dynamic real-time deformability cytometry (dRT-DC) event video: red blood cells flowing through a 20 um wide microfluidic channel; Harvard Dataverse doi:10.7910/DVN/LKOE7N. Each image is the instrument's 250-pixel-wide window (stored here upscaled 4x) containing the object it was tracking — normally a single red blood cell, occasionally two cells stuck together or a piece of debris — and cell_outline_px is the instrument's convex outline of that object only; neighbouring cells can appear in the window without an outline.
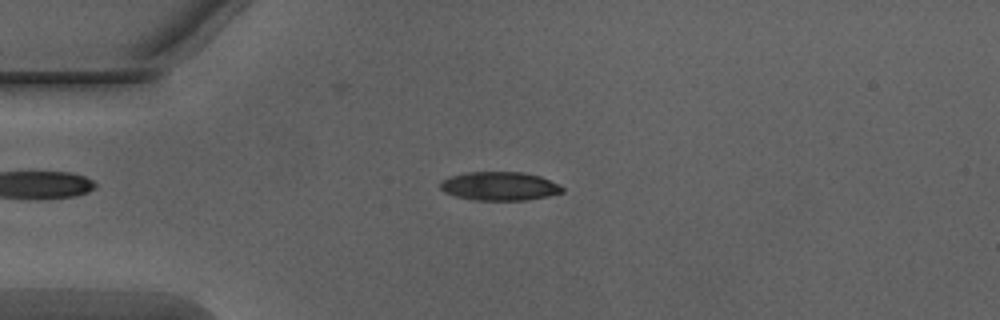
{"species": "Egyptian fruit bat (a non-hibernating species)", "species_latin": "Rousettus aegyptiacus", "temperature_condition": "warm", "stored_images_in_passage": 34, "camera_frame_rate_fps": 3000, "um_per_image_px": 0.085, "animal": {"sex": "male"}, "frame": {"image": 1, "passage_image": 2, "time_ms": 0.333, "image_size_px": [1000, 320], "cell_outline_px": [[564, 192], [548, 196], [524, 200], [472, 200], [456, 196], [444, 192], [440, 188], [440, 180], [448, 176], [464, 172], [524, 172], [540, 176], [560, 184], [564, 188]], "centroid_in_image_um": [42.44, 15.81], "position_along_channel_um": 42.6, "area_um2": 20.63}}
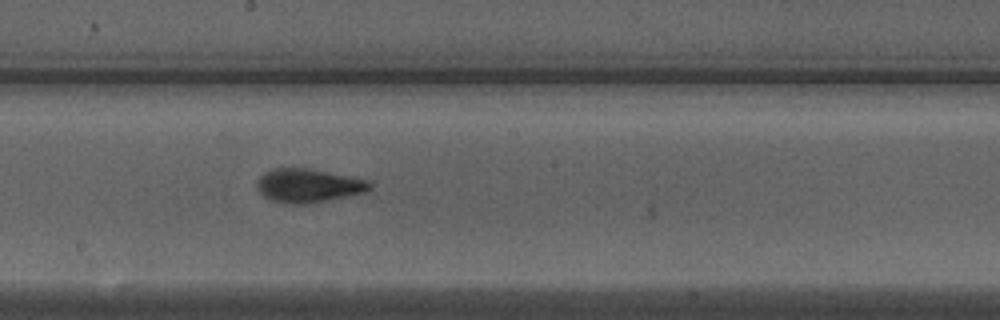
{"frame": {"image": 2, "passage_image": 17, "time_ms": 5.333, "image_size_px": [1000, 320], "cell_outline_px": [[372, 188], [368, 192], [304, 204], [284, 204], [272, 200], [264, 196], [256, 188], [256, 180], [264, 172], [272, 168], [308, 168], [368, 180], [372, 184]], "centroid_in_image_um": [26.18, 15.77], "position_along_channel_um": 222.0, "area_um2": 22.2}}
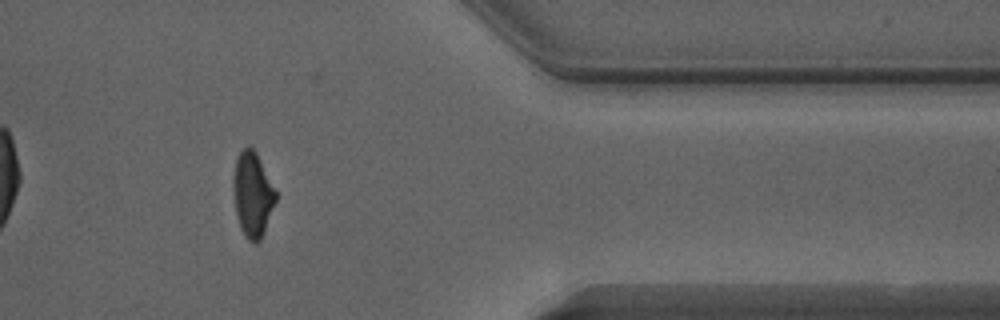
{"frame": {"image": 3, "passage_image": 31, "time_ms": 10.0, "image_size_px": [1000, 320], "cell_outline_px": [[276, 200], [264, 232], [260, 240], [256, 244], [248, 240], [244, 236], [240, 228], [236, 212], [232, 188], [232, 180], [236, 156], [248, 144], [256, 152], [276, 192]], "centroid_in_image_um": [21.44, 16.53], "position_along_channel_um": 390.0, "area_um2": 20.98}, "authors_computed_cell_mechanics": {"area_um2": 21.4727, "velocity_mm_per_s": 4.0696, "shape_relaxation_time_tau1_ms": 3.0928, "shape_relaxation_time_tau2_ms": 1.3878, "deformation_change_tau1": 0.1953, "deformation_change_tau2": 0.1017}}